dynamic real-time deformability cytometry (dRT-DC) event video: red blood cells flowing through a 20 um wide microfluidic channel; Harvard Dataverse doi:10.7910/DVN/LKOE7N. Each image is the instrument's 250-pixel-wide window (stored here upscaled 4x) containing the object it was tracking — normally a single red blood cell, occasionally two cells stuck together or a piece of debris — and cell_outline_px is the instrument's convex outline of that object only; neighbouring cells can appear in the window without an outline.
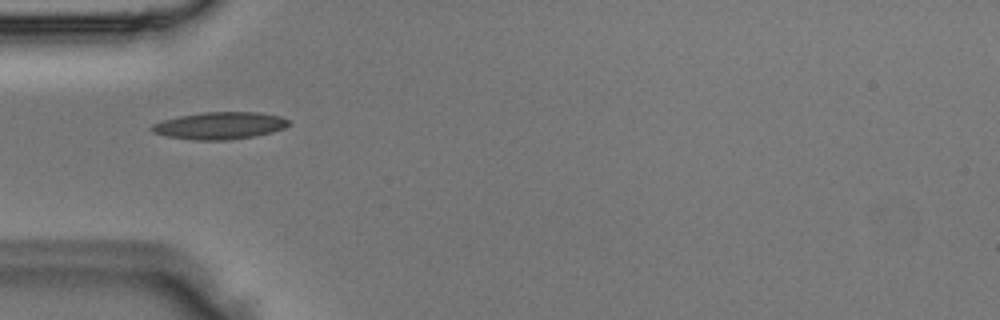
{"species": "Egyptian fruit bat (a non-hibernating species)", "species_latin": "Rousettus aegyptiacus", "temperature_condition": "room temperature", "stored_images_in_passage": 2, "camera_frame_rate_fps": 3000, "um_per_image_px": 0.085, "animal": {"sex": "male"}, "frame": {"image": 1, "passage_image": 1, "time_ms": 0.0, "image_size_px": [1000, 320], "cell_outline_px": [[292, 124], [284, 128], [272, 132], [252, 136], [228, 140], [192, 140], [168, 136], [152, 132], [148, 128], [152, 124], [164, 120], [180, 116], [204, 112], [256, 112], [280, 116], [288, 120]], "centroid_in_image_um": [18.67, 10.68], "position_along_channel_um": 66.3, "area_um2": 21.62}}
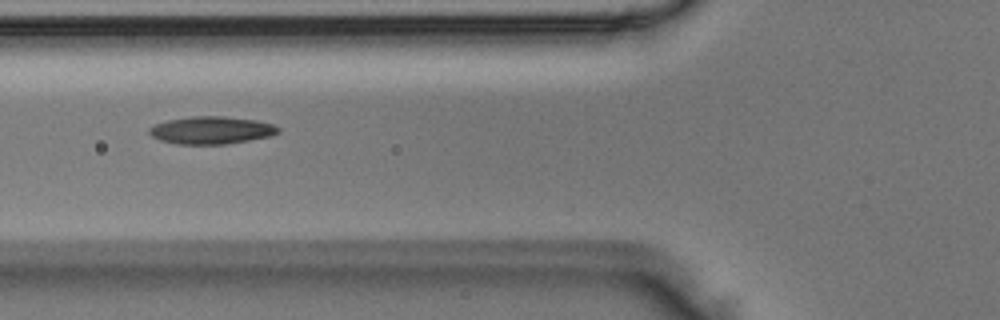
{"frame": {"image": 2, "passage_image": 2, "time_ms": 0.333, "image_size_px": [1000, 320], "cell_outline_px": [[280, 132], [272, 136], [228, 144], [176, 144], [160, 140], [152, 136], [148, 132], [148, 128], [156, 124], [168, 120], [192, 116], [224, 116], [256, 120], [272, 124], [280, 128]], "centroid_in_image_um": [17.98, 11.07], "position_along_channel_um": 107.8, "area_um2": 20.81}}